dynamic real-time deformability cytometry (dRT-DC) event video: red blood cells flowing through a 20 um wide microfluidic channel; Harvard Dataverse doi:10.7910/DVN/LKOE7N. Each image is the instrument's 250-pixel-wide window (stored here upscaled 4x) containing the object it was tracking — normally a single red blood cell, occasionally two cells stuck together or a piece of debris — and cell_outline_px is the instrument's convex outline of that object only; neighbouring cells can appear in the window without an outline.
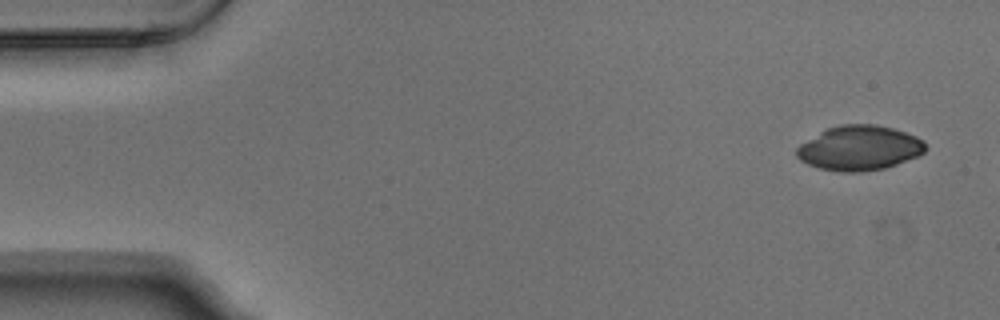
{"species": "Egyptian fruit bat (a non-hibernating species)", "species_latin": "Rousettus aegyptiacus", "temperature_condition": "warm", "stored_images_in_passage": 3, "camera_frame_rate_fps": 3000, "um_per_image_px": 0.085, "animal": {"sex": "male"}, "frame": {"image": 1, "passage_image": 1, "time_ms": 0.0, "image_size_px": [1000, 320], "cell_outline_px": [[928, 148], [920, 156], [884, 168], [860, 172], [840, 172], [820, 168], [808, 164], [800, 160], [796, 156], [796, 148], [800, 144], [820, 132], [828, 128], [840, 124], [876, 124], [892, 128], [916, 136], [924, 140]], "centroid_in_image_um": [73.07, 12.58], "position_along_channel_um": 11.9, "area_um2": 33.7}}